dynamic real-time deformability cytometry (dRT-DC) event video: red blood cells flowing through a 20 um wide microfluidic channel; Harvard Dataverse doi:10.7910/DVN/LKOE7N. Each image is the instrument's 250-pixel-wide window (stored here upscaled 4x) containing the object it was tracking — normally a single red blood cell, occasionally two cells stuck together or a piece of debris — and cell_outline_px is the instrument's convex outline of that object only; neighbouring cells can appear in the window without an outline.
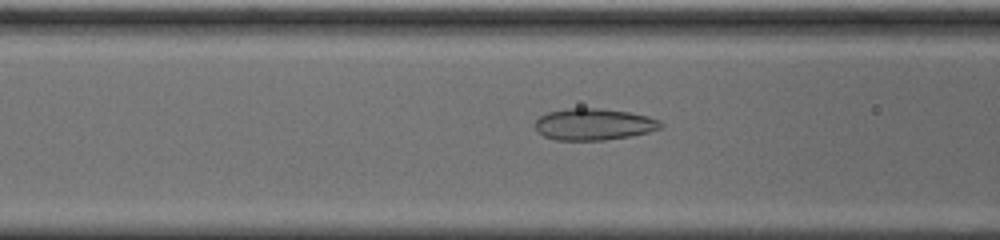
{"species": "common noctule bat (a hibernating species)", "species_latin": "Nyctalus noctula", "temperature_condition": "cold", "stored_images_in_passage": 49, "segment_of_instrument_passage": [1, 2], "camera_frame_rate_fps": 3000, "um_per_image_px": 0.085, "animal": {"sex": "male", "body_mass_g": 20.0, "forearm_length_mm": 53.3}, "frame": {"image": 1, "passage_image": 14, "time_ms": 4.333, "image_size_px": [1000, 240], "cell_outline_px": [[664, 124], [660, 128], [648, 132], [628, 136], [604, 140], [556, 140], [544, 136], [536, 128], [536, 120], [540, 116], [548, 112], [568, 108], [596, 108], [628, 112], [648, 116], [660, 120]], "centroid_in_image_um": [50.48, 10.56], "position_along_channel_um": 116.1, "area_um2": 22.95}}
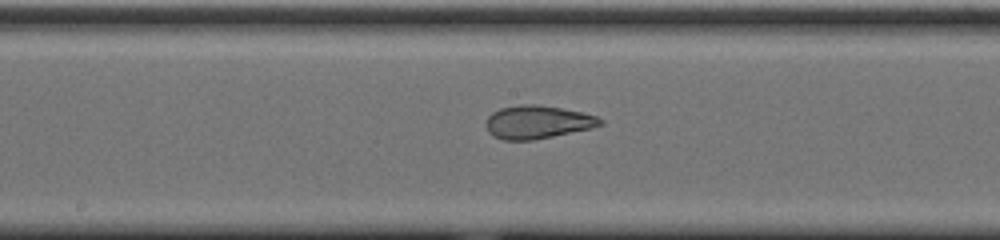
{"frame": {"image": 2, "passage_image": 21, "time_ms": 6.667, "image_size_px": [1000, 240], "cell_outline_px": [[604, 124], [592, 128], [532, 140], [504, 140], [492, 136], [488, 132], [484, 124], [488, 116], [492, 112], [500, 108], [520, 104], [536, 104], [560, 108], [580, 112], [596, 116], [604, 120]], "centroid_in_image_um": [45.65, 10.38], "position_along_channel_um": 202.6, "area_um2": 22.14}}
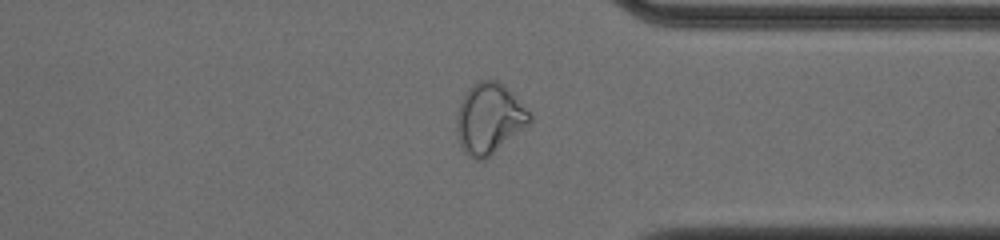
{"frame": {"image": 3, "passage_image": 35, "time_ms": 11.333, "image_size_px": [1000, 240], "cell_outline_px": [[532, 120], [528, 124], [484, 160], [472, 160], [464, 152], [456, 136], [456, 116], [464, 92], [472, 84], [480, 80], [496, 80], [504, 84], [532, 116]], "centroid_in_image_um": [41.53, 10.07], "position_along_channel_um": 369.9, "area_um2": 29.82}}